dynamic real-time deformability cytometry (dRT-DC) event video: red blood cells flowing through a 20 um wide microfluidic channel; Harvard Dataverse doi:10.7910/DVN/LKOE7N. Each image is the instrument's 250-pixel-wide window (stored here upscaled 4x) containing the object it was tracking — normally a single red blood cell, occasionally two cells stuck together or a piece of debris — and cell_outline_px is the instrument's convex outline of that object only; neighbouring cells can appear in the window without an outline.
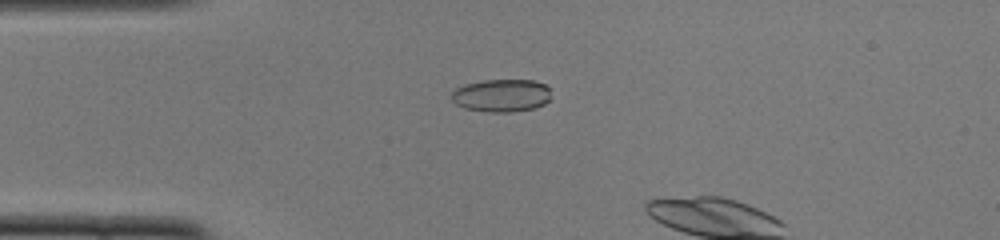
{"species": "common noctule bat (a hibernating species)", "species_latin": "Nyctalus noctula", "temperature_condition": "cold", "stored_images_in_passage": 15, "camera_frame_rate_fps": 3000, "um_per_image_px": 0.085, "animal": {"sex": "female", "body_mass_g": 22.0, "forearm_length_mm": 56.7}, "frame": {"image": 1, "passage_image": 13, "time_ms": 4.0, "image_size_px": [1000, 240], "cell_outline_px": [[548, 100], [544, 104], [536, 108], [512, 112], [488, 112], [464, 108], [456, 104], [448, 96], [456, 88], [464, 84], [484, 80], [532, 80], [544, 84], [548, 88]], "centroid_in_image_um": [42.57, 8.12], "position_along_channel_um": 42.4, "area_um2": 19.07}}